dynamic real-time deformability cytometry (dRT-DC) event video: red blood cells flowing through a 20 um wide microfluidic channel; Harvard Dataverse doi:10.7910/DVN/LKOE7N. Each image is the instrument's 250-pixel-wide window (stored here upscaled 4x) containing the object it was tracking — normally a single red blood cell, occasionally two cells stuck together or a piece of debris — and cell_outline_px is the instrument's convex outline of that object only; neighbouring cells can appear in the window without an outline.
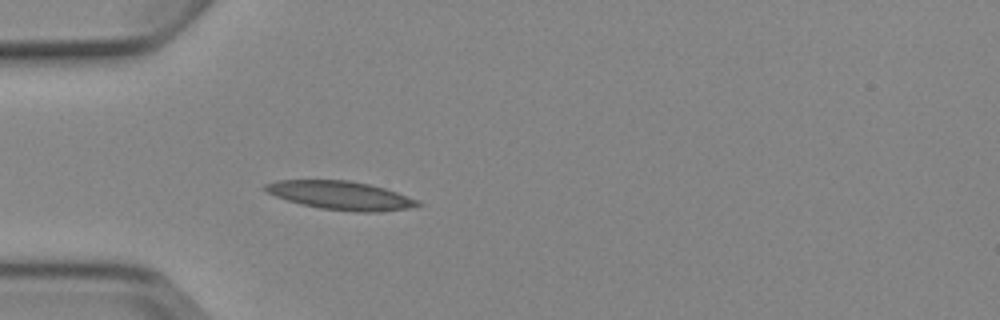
{"species": "Egyptian fruit bat (a non-hibernating species)", "species_latin": "Rousettus aegyptiacus", "temperature_condition": "cold", "stored_images_in_passage": 4, "camera_frame_rate_fps": 3000, "um_per_image_px": 0.085, "animal": {"sex": "female"}, "frame": {"image": 1, "passage_image": 4, "time_ms": 4.333, "image_size_px": [1000, 320], "cell_outline_px": [[424, 204], [408, 208], [380, 212], [356, 212], [320, 208], [300, 204], [276, 196], [260, 188], [264, 184], [276, 180], [348, 180], [368, 184], [384, 188], [396, 192], [416, 200]], "centroid_in_image_um": [28.91, 16.61], "position_along_channel_um": 56.1, "area_um2": 25.26}}